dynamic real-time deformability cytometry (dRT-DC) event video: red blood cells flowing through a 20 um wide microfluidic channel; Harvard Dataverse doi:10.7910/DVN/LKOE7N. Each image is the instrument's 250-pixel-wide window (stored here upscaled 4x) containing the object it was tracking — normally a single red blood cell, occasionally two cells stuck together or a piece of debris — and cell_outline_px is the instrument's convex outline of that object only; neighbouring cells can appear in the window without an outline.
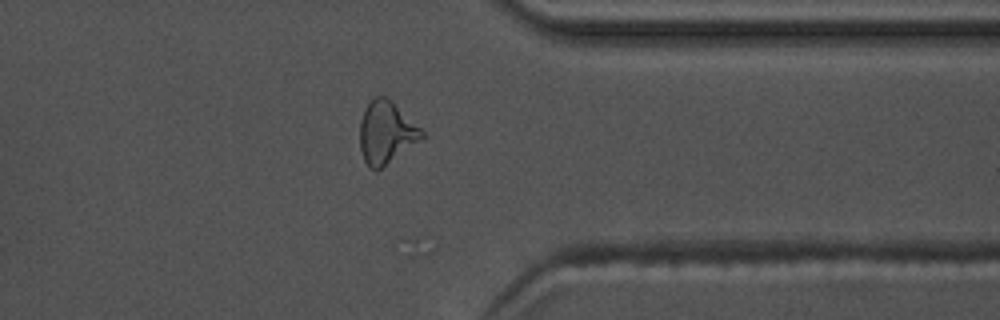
{"species": "common noctule bat (a hibernating species)", "species_latin": "Nyctalus noctula", "temperature_condition": "warm", "stored_images_in_passage": 40, "camera_frame_rate_fps": 3000, "um_per_image_px": 0.085, "animal": {"sex": "male", "body_mass_g": 17.5, "forearm_length_mm": 52.3}, "frame": {"image": 1, "passage_image": 34, "time_ms": 11.0, "image_size_px": [1000, 320], "cell_outline_px": [[428, 136], [376, 172], [368, 168], [364, 160], [360, 148], [360, 120], [364, 108], [376, 96], [384, 96], [392, 100]], "centroid_in_image_um": [32.84, 11.3], "position_along_channel_um": 378.6, "area_um2": 22.83}, "authors_computed_cell_mechanics": {"area_um2": 20.9236, "velocity_mm_per_s": 3.7443, "shape_relaxation_time_tau1_ms": 9.1815, "shape_relaxation_time_tau2_ms": 2.2735, "deformation_change_tau1": 0.2264, "deformation_change_tau2": 0.1301}}